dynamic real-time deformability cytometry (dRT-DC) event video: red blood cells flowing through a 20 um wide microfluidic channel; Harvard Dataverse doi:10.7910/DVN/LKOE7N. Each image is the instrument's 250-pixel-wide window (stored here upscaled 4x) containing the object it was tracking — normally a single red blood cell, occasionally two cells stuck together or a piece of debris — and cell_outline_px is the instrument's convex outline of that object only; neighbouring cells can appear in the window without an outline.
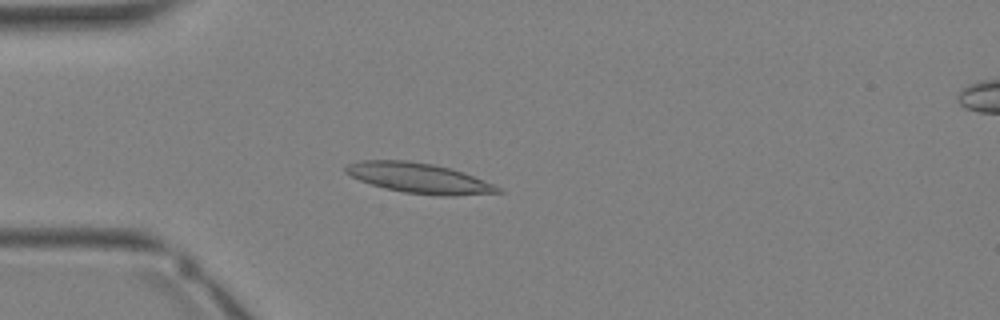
{"species": "Egyptian fruit bat (a non-hibernating species)", "species_latin": "Rousettus aegyptiacus", "temperature_condition": "warm", "stored_images_in_passage": 34, "camera_frame_rate_fps": 3000, "um_per_image_px": 0.085, "animal": {"sex": "female"}, "frame": {"image": 1, "passage_image": 9, "time_ms": 2.667, "image_size_px": [1000, 320], "cell_outline_px": [[504, 192], [456, 196], [440, 196], [404, 192], [384, 188], [360, 180], [344, 172], [344, 168], [348, 164], [360, 160], [408, 160], [432, 164], [464, 172], [492, 184], [500, 188]], "centroid_in_image_um": [35.6, 15.14], "position_along_channel_um": 49.4, "area_um2": 26.59}}
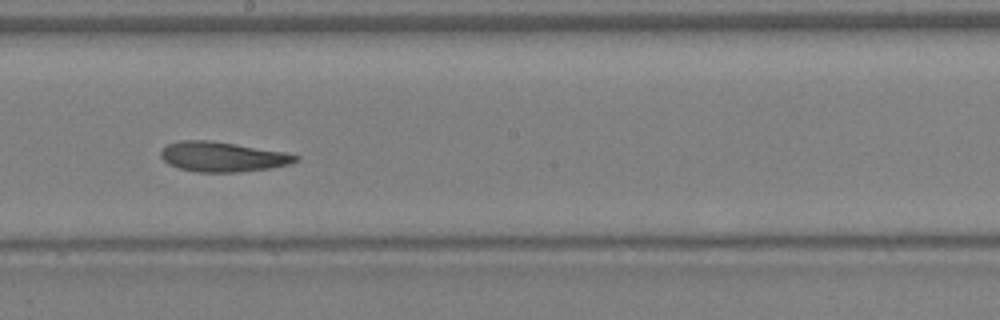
{"frame": {"image": 2, "passage_image": 19, "time_ms": 6.0, "image_size_px": [1000, 320], "cell_outline_px": [[300, 160], [288, 164], [272, 168], [236, 172], [196, 172], [180, 168], [168, 164], [160, 156], [160, 152], [168, 144], [180, 140], [208, 140], [236, 144], [288, 152], [300, 156]], "centroid_in_image_um": [18.95, 13.32], "position_along_channel_um": 229.2, "area_um2": 23.58}}
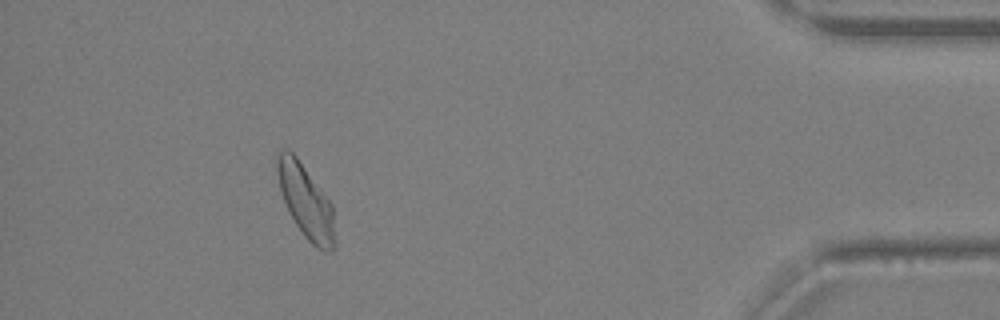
{"frame": {"image": 3, "passage_image": 31, "time_ms": 10.0, "image_size_px": [1000, 320], "cell_outline_px": [[336, 248], [332, 252], [324, 252], [316, 248], [304, 236], [296, 224], [284, 200], [280, 188], [276, 168], [276, 156], [280, 148], [288, 148], [296, 156], [332, 204], [336, 244]], "centroid_in_image_um": [26.01, 17.14], "position_along_channel_um": 409.2, "area_um2": 24.62}}